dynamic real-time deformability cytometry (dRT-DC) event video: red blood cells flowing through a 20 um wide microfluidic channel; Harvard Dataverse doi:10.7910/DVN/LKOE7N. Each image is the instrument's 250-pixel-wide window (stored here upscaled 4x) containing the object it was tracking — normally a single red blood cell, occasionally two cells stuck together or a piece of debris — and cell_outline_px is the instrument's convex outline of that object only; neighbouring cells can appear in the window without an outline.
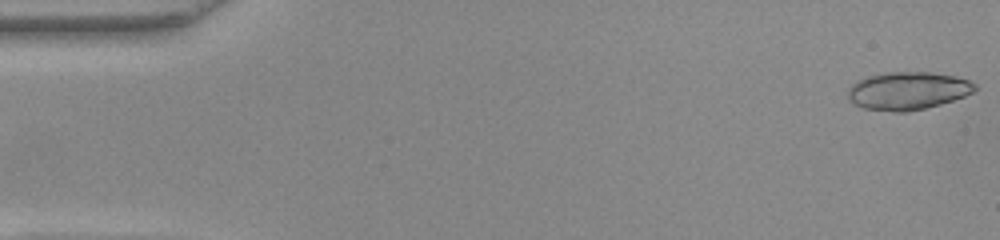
{"species": "common noctule bat (a hibernating species)", "species_latin": "Nyctalus noctula", "temperature_condition": "warm", "stored_images_in_passage": 52, "camera_frame_rate_fps": 3000, "um_per_image_px": 0.085, "animal": {"sex": "female", "body_mass_g": 22.0, "forearm_length_mm": 56.7}, "frame": {"image": 1, "passage_image": 1, "time_ms": 0.0, "image_size_px": [1000, 240], "cell_outline_px": [[976, 88], [972, 92], [964, 96], [940, 104], [908, 112], [896, 112], [864, 108], [856, 104], [848, 96], [848, 88], [856, 80], [880, 72], [932, 72], [956, 76], [968, 80], [976, 84]], "centroid_in_image_um": [77.15, 7.7], "position_along_channel_um": 7.8, "area_um2": 27.98}}
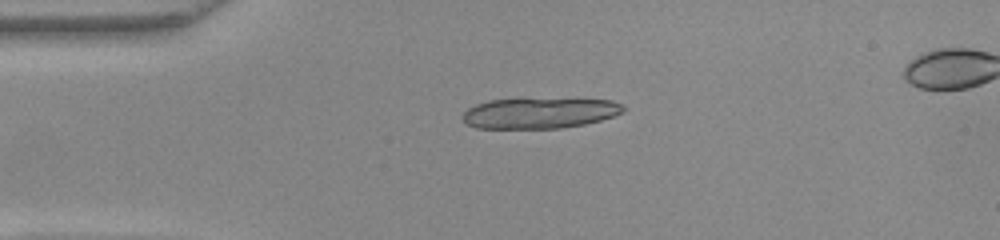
{"frame": {"image": 2, "passage_image": 12, "time_ms": 3.667, "image_size_px": [1000, 240], "cell_outline_px": [[628, 108], [624, 112], [600, 120], [584, 124], [560, 128], [476, 128], [464, 124], [460, 116], [468, 108], [476, 104], [488, 100], [612, 100], [624, 104]], "centroid_in_image_um": [45.84, 9.63], "position_along_channel_um": 39.2, "area_um2": 28.38}}
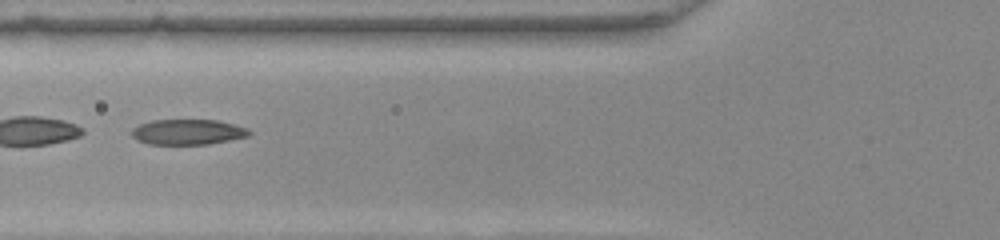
{"frame": {"image": 3, "passage_image": 20, "time_ms": 6.333, "image_size_px": [1000, 240], "cell_outline_px": [[252, 132], [248, 136], [208, 144], [148, 144], [136, 140], [132, 136], [132, 128], [140, 124], [152, 120], [216, 120], [248, 128]], "centroid_in_image_um": [15.94, 11.22], "position_along_channel_um": 109.9, "area_um2": 17.28}, "authors_computed_cell_mechanics": {"area_um2": 21.8773, "velocity_mm_per_s": 3.926, "shape_relaxation_time_tau1_ms": 5.5637, "shape_relaxation_time_tau2_ms": 1.1843, "deformation_change_tau1": 0.2143, "deformation_change_tau2": 0.073}}